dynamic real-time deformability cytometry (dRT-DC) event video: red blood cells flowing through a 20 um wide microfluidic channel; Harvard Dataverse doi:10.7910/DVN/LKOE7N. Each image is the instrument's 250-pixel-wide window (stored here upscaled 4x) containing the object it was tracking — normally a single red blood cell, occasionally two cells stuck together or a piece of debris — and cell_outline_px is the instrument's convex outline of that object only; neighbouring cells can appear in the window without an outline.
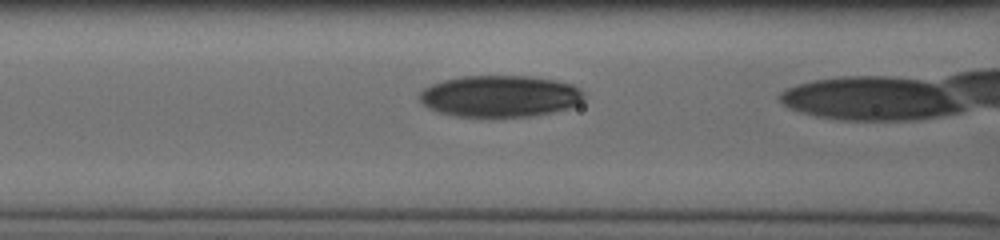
{"species": "human", "species_latin": "Homo sapiens", "temperature_condition": "cold", "stored_images_in_passage": 24, "camera_frame_rate_fps": 3000, "um_per_image_px": 0.085, "donor": {"sex": "male"}, "frame": {"image": 1, "passage_image": 8, "time_ms": 2.333, "image_size_px": [1000, 240], "cell_outline_px": [[584, 100], [580, 104], [568, 108], [552, 112], [532, 116], [500, 120], [492, 120], [456, 116], [436, 112], [428, 108], [420, 100], [420, 92], [424, 88], [432, 84], [444, 80], [460, 76], [532, 76], [556, 80], [572, 84], [580, 88], [584, 96]], "centroid_in_image_um": [42.51, 8.22], "position_along_channel_um": 124.1, "area_um2": 41.21}}
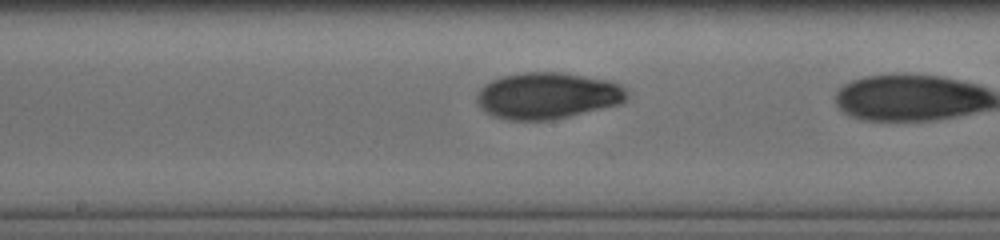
{"frame": {"image": 2, "passage_image": 14, "time_ms": 4.333, "image_size_px": [1000, 240], "cell_outline_px": [[628, 96], [620, 104], [552, 120], [508, 120], [492, 116], [484, 112], [476, 100], [476, 96], [480, 88], [484, 84], [492, 80], [504, 76], [524, 72], [560, 72], [608, 80], [620, 84], [628, 92]], "centroid_in_image_um": [46.51, 8.14], "position_along_channel_um": 201.7, "area_um2": 40.69}}
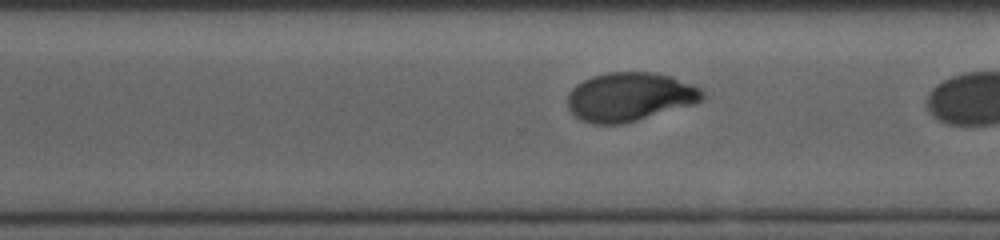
{"frame": {"image": 3, "passage_image": 23, "time_ms": 7.333, "image_size_px": [1000, 240], "cell_outline_px": [[704, 96], [700, 100], [692, 104], [636, 120], [620, 124], [592, 124], [580, 120], [568, 108], [568, 96], [572, 88], [576, 84], [592, 76], [608, 72], [652, 72], [672, 76], [692, 84], [700, 88], [704, 92]], "centroid_in_image_um": [53.5, 8.22], "position_along_channel_um": 317.1, "area_um2": 38.03}}